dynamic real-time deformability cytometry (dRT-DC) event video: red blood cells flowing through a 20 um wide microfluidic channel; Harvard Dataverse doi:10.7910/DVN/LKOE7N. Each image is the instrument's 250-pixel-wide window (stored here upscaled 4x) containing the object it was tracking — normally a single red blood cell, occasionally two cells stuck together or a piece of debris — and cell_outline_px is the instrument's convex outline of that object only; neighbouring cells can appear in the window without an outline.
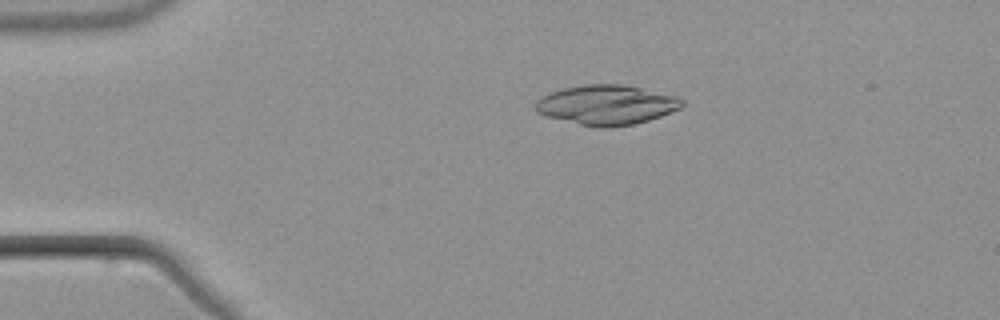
{"species": "common noctule bat (a hibernating species)", "species_latin": "Nyctalus noctula", "temperature_condition": "warm", "stored_images_in_passage": 3, "camera_frame_rate_fps": 3000, "um_per_image_px": 0.085, "animal": {"sex": "male", "body_mass_g": 21.5, "forearm_length_mm": 52.0}, "frame": {"image": 1, "passage_image": 2, "time_ms": 1.333, "image_size_px": [1000, 320], "cell_outline_px": [[684, 104], [680, 108], [660, 116], [636, 124], [608, 128], [596, 128], [544, 116], [536, 112], [536, 100], [552, 92], [564, 88], [584, 84], [624, 84], [680, 96], [684, 100]], "centroid_in_image_um": [51.59, 8.92], "position_along_channel_um": 33.4, "area_um2": 34.22}}